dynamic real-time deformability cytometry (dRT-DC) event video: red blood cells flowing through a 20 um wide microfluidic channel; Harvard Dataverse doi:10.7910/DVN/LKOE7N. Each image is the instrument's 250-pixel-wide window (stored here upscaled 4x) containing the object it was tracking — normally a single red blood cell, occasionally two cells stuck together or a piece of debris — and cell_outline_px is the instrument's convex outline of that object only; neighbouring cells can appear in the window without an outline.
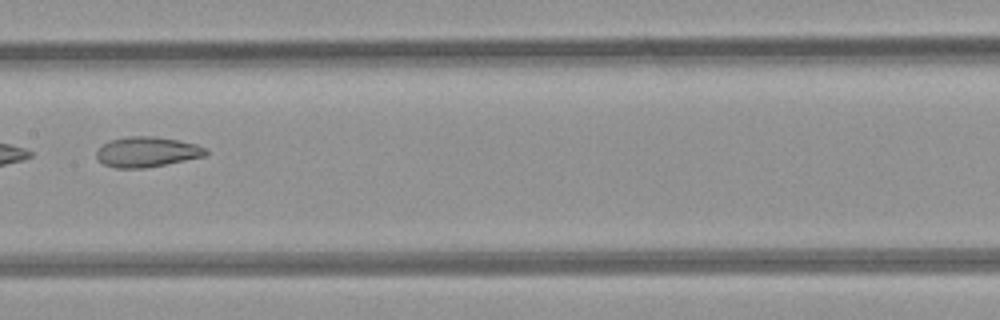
{"species": "common noctule bat (a hibernating species)", "species_latin": "Nyctalus noctula", "temperature_condition": "room temperature", "stored_images_in_passage": 8, "camera_frame_rate_fps": 3000, "um_per_image_px": 0.085, "animal": {"sex": "female", "body_mass_g": 21.9}, "frame": {"image": 1, "passage_image": 8, "time_ms": 8.0, "image_size_px": [1000, 320], "cell_outline_px": [[208, 152], [204, 156], [144, 168], [116, 168], [104, 164], [96, 156], [96, 152], [108, 140], [128, 136], [156, 136], [180, 140], [196, 144], [208, 148]], "centroid_in_image_um": [12.5, 12.89], "position_along_channel_um": 194.9, "area_um2": 19.19}}